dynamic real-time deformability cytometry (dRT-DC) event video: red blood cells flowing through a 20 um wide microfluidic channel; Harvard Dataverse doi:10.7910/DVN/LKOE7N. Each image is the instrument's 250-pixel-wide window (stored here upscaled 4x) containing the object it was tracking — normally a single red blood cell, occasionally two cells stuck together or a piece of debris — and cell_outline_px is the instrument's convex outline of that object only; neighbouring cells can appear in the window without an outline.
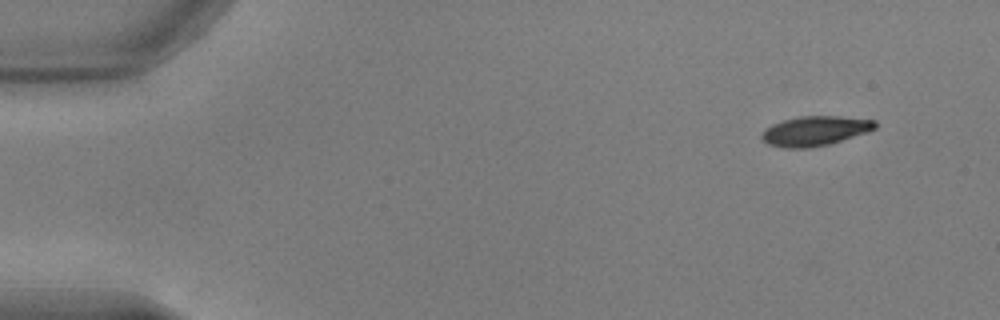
{"species": "common noctule bat (a hibernating species)", "species_latin": "Nyctalus noctula", "temperature_condition": "warm", "stored_images_in_passage": 49, "camera_frame_rate_fps": 3000, "um_per_image_px": 0.085, "animal": {"sex": "male", "body_mass_g": 17.9, "forearm_length_mm": 54.2}, "frame": {"image": 1, "passage_image": 1, "time_ms": 0.0, "image_size_px": [1000, 320], "cell_outline_px": [[876, 128], [868, 132], [828, 144], [808, 148], [784, 148], [768, 144], [760, 136], [764, 128], [772, 124], [784, 120], [800, 116], [840, 116], [876, 120]], "centroid_in_image_um": [69.27, 11.12], "position_along_channel_um": 15.7, "area_um2": 19.59}}
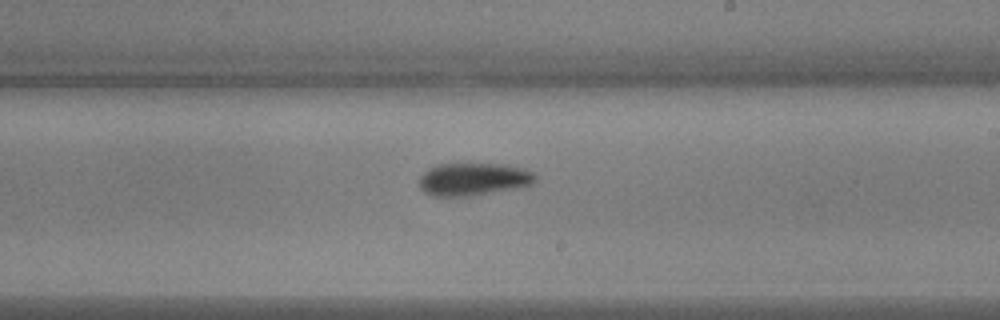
{"frame": {"image": 2, "passage_image": 28, "time_ms": 9.0, "image_size_px": [1000, 320], "cell_outline_px": [[536, 180], [532, 184], [524, 188], [472, 196], [432, 196], [424, 192], [420, 188], [420, 176], [424, 172], [440, 164], [508, 164], [532, 172], [536, 176]], "centroid_in_image_um": [40.29, 15.25], "position_along_channel_um": 248.7, "area_um2": 22.31}}
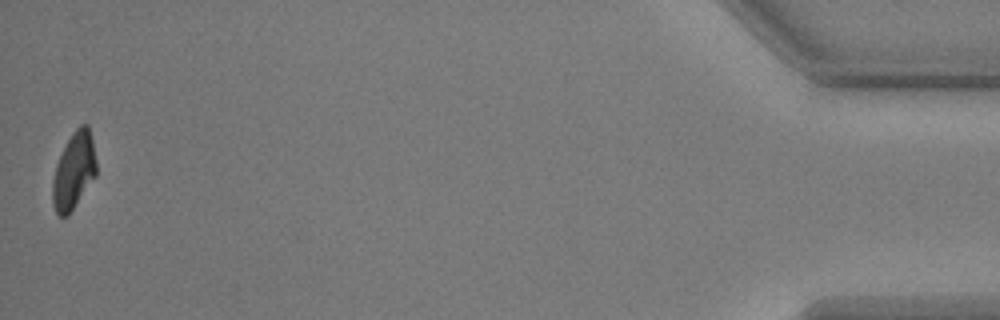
{"frame": {"image": 3, "passage_image": 49, "time_ms": 16.0, "image_size_px": [1000, 320], "cell_outline_px": [[96, 176], [68, 216], [60, 216], [56, 212], [52, 204], [52, 180], [56, 164], [72, 132], [80, 124], [88, 124], [92, 140], [96, 160]], "centroid_in_image_um": [6.27, 14.53], "position_along_channel_um": 428.9, "area_um2": 19.54}, "authors_computed_cell_mechanics": {"area_um2": 21.2126, "velocity_mm_per_s": 3.8328, "shape_relaxation_time_tau1_ms": 2.7768, "shape_relaxation_time_tau2_ms": 6.646, "deformation_change_tau1": 0.1544, "deformation_change_tau2": 0.1311}}